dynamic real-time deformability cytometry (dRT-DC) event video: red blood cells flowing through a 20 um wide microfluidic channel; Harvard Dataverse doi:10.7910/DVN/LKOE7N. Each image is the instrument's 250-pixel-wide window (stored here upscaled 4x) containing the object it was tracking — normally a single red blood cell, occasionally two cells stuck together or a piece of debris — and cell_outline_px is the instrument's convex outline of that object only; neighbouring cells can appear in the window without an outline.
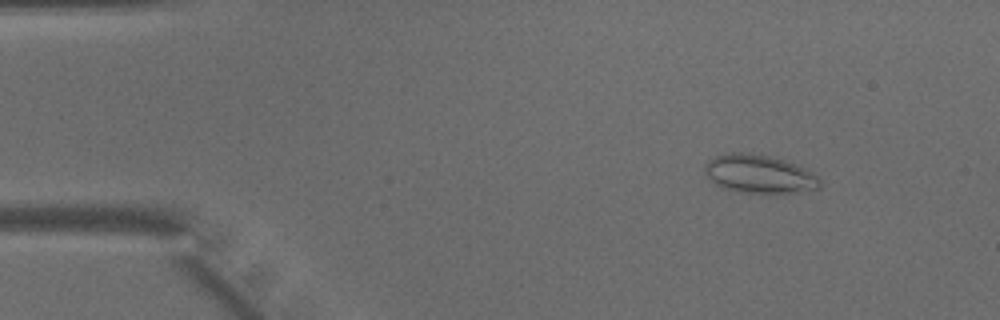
{"species": "common noctule bat (a hibernating species)", "species_latin": "Nyctalus noctula", "temperature_condition": "warm", "stored_images_in_passage": 47, "camera_frame_rate_fps": 3000, "um_per_image_px": 0.085, "animal": {"sex": "male", "body_mass_g": 15.6}, "frame": {"image": 1, "passage_image": 6, "time_ms": 1.667, "image_size_px": [1000, 320], "cell_outline_px": [[820, 188], [796, 192], [740, 192], [720, 188], [704, 172], [704, 164], [708, 160], [716, 156], [728, 152], [740, 152], [768, 156], [784, 160], [804, 168], [812, 172], [820, 180]], "centroid_in_image_um": [64.49, 14.78], "position_along_channel_um": 20.5, "area_um2": 25.43}}
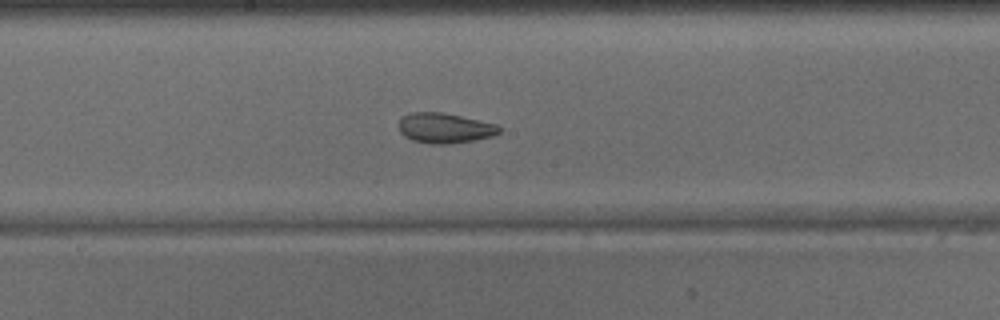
{"frame": {"image": 2, "passage_image": 25, "time_ms": 8.0, "image_size_px": [1000, 320], "cell_outline_px": [[500, 132], [492, 136], [452, 144], [428, 144], [412, 140], [404, 136], [400, 132], [396, 124], [400, 116], [412, 112], [440, 112], [460, 116], [496, 124], [500, 128]], "centroid_in_image_um": [37.71, 10.88], "position_along_channel_um": 210.5, "area_um2": 17.8}}
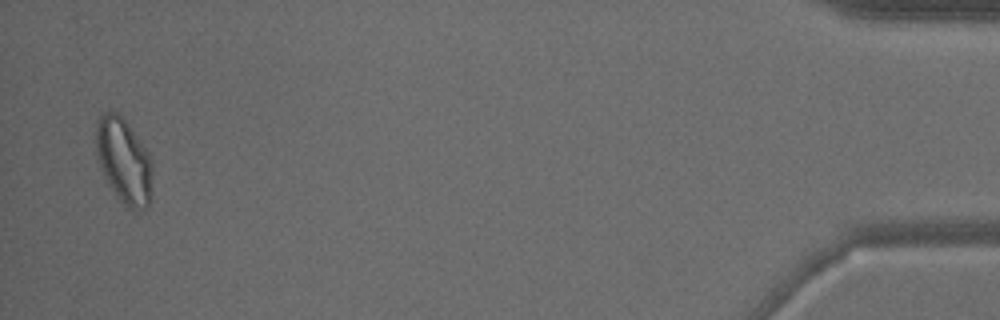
{"frame": {"image": 3, "passage_image": 46, "time_ms": 15.0, "image_size_px": [1000, 320], "cell_outline_px": [[152, 200], [148, 208], [136, 212], [132, 212], [116, 196], [108, 184], [100, 168], [96, 152], [96, 120], [104, 112], [116, 112], [128, 124], [140, 140], [148, 152], [152, 164]], "centroid_in_image_um": [10.55, 13.75], "position_along_channel_um": 424.7, "area_um2": 28.5}}